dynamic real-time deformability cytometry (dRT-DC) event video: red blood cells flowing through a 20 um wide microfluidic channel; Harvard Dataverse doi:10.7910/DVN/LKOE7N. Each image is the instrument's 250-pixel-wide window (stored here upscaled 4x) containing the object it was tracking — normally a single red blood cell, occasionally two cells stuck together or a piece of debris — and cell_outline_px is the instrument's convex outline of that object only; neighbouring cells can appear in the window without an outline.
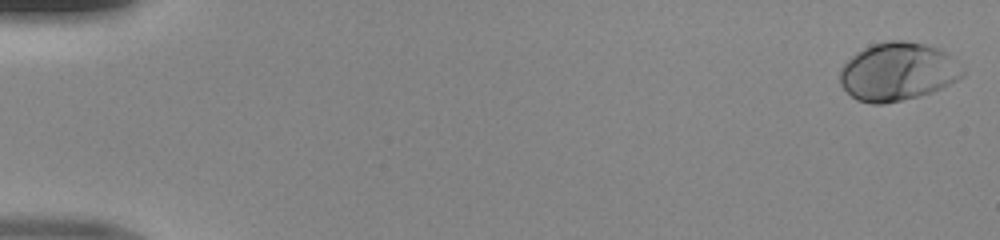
{"species": "human", "species_latin": "Homo sapiens", "temperature_condition": "room temperature", "stored_images_in_passage": 49, "camera_frame_rate_fps": 3000, "um_per_image_px": 0.085, "donor": {"sex": "male"}, "frame": {"image": 1, "passage_image": 1, "time_ms": 0.0, "image_size_px": [1000, 240], "cell_outline_px": [[964, 76], [940, 88], [916, 96], [884, 104], [872, 104], [856, 100], [840, 84], [840, 68], [852, 56], [864, 48], [872, 44], [892, 40], [900, 40], [920, 44], [936, 48], [952, 56], [964, 72]], "centroid_in_image_um": [76.27, 6.1], "position_along_channel_um": 8.7, "area_um2": 40.86}}
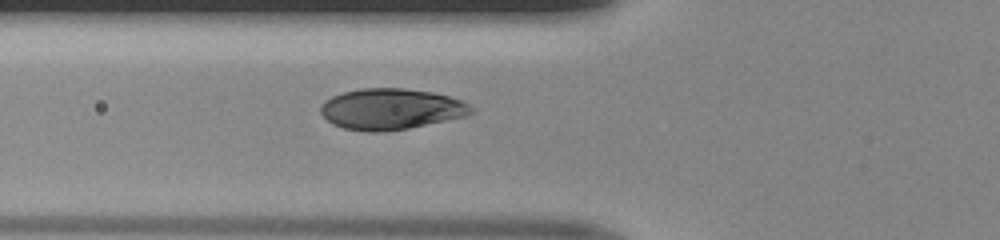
{"frame": {"image": 2, "passage_image": 19, "time_ms": 6.0, "image_size_px": [1000, 240], "cell_outline_px": [[472, 112], [464, 116], [408, 128], [380, 132], [368, 132], [344, 128], [332, 124], [320, 112], [320, 104], [324, 100], [332, 96], [344, 92], [360, 88], [404, 88], [432, 92], [464, 100], [472, 108]], "centroid_in_image_um": [33.19, 9.26], "position_along_channel_um": 92.6, "area_um2": 35.84}}
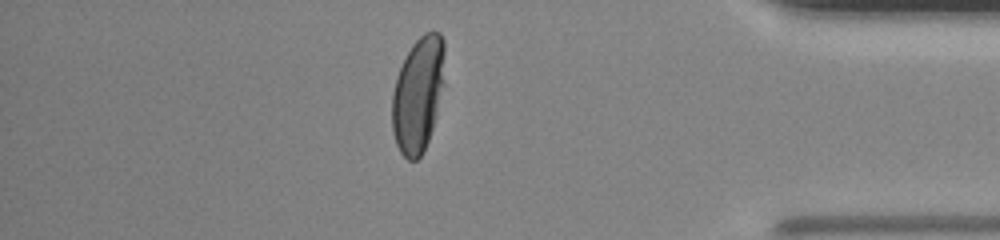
{"frame": {"image": 3, "passage_image": 43, "time_ms": 14.0, "image_size_px": [1000, 240], "cell_outline_px": [[444, 84], [432, 128], [428, 140], [420, 156], [416, 160], [408, 160], [400, 152], [396, 144], [392, 132], [392, 92], [396, 76], [412, 44], [424, 32], [440, 32], [444, 40]], "centroid_in_image_um": [35.53, 8.01], "position_along_channel_um": 399.7, "area_um2": 35.32}}